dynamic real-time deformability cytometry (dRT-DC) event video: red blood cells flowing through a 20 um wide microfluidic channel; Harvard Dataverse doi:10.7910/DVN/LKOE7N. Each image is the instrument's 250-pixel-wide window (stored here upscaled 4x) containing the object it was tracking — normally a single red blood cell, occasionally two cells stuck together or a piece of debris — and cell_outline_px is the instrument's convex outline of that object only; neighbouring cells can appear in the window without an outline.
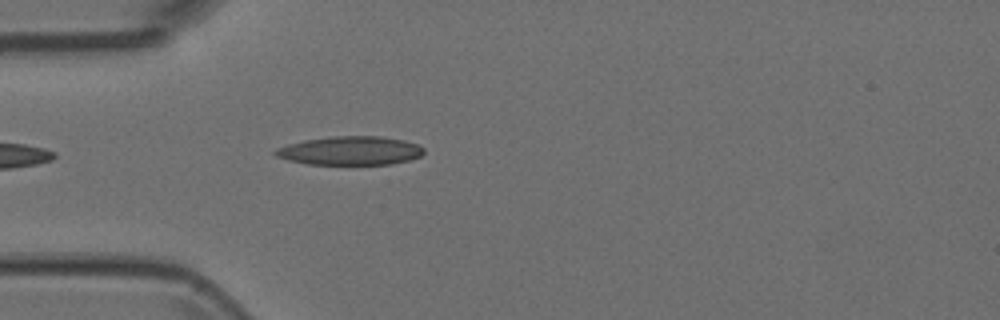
{"species": "Egyptian fruit bat (a non-hibernating species)", "species_latin": "Rousettus aegyptiacus", "temperature_condition": "room temperature", "stored_images_in_passage": 4, "camera_frame_rate_fps": 3000, "um_per_image_px": 0.085, "animal": {"sex": "female"}, "frame": {"image": 1, "passage_image": 4, "time_ms": 1.0, "image_size_px": [1000, 320], "cell_outline_px": [[424, 152], [420, 156], [408, 160], [392, 164], [308, 164], [288, 160], [276, 156], [272, 152], [276, 148], [288, 144], [304, 140], [328, 136], [380, 136], [404, 140], [420, 144], [424, 148]], "centroid_in_image_um": [29.77, 12.8], "position_along_channel_um": 55.2, "area_um2": 24.97}}